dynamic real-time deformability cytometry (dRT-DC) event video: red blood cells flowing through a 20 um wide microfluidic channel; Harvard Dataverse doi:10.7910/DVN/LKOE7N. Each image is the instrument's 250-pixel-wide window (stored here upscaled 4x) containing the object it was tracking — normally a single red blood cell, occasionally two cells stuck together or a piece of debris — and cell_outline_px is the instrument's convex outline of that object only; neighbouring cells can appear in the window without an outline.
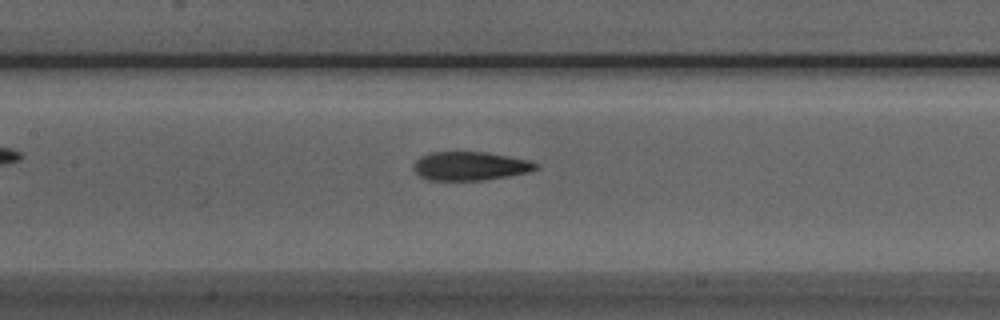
{"species": "Egyptian fruit bat (a non-hibernating species)", "species_latin": "Rousettus aegyptiacus", "temperature_condition": "room temperature", "stored_images_in_passage": 12, "camera_frame_rate_fps": 3000, "um_per_image_px": 0.085, "animal": {"sex": "male"}, "frame": {"image": 1, "passage_image": 10, "time_ms": 3.0, "image_size_px": [1000, 320], "cell_outline_px": [[540, 168], [528, 172], [508, 176], [484, 180], [428, 180], [420, 176], [412, 168], [412, 164], [420, 156], [432, 152], [488, 152], [528, 160], [540, 164]], "centroid_in_image_um": [39.96, 14.11], "position_along_channel_um": 167.4, "area_um2": 20.58}}